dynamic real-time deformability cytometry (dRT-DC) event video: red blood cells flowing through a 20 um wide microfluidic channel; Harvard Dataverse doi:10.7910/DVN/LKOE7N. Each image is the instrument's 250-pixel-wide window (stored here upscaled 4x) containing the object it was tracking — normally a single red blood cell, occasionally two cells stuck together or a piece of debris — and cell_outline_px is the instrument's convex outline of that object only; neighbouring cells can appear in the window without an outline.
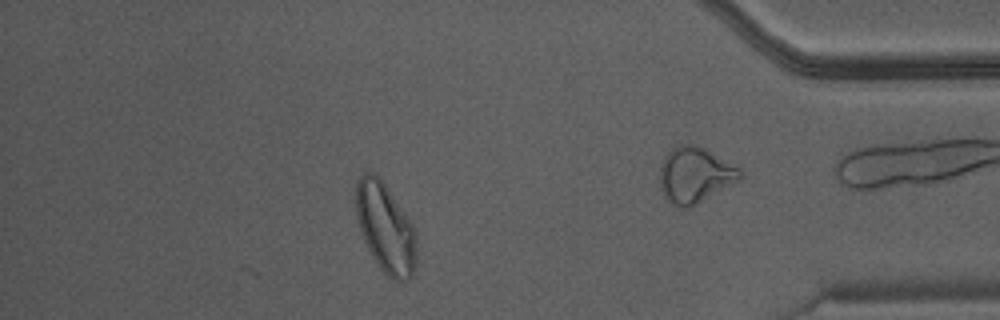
{"species": "Egyptian fruit bat (a non-hibernating species)", "species_latin": "Rousettus aegyptiacus", "temperature_condition": "warm", "stored_images_in_passage": 40, "camera_frame_rate_fps": 3000, "um_per_image_px": 0.085, "animal": {"sex": "male"}, "frame": {"image": 1, "passage_image": 40, "time_ms": 13.0, "image_size_px": [1000, 320], "cell_outline_px": [[416, 268], [412, 276], [408, 280], [396, 280], [388, 276], [380, 268], [372, 256], [360, 232], [356, 216], [356, 180], [364, 172], [372, 172], [384, 184], [412, 224], [416, 232]], "centroid_in_image_um": [32.76, 19.4], "position_along_channel_um": 402.4, "area_um2": 31.33}}